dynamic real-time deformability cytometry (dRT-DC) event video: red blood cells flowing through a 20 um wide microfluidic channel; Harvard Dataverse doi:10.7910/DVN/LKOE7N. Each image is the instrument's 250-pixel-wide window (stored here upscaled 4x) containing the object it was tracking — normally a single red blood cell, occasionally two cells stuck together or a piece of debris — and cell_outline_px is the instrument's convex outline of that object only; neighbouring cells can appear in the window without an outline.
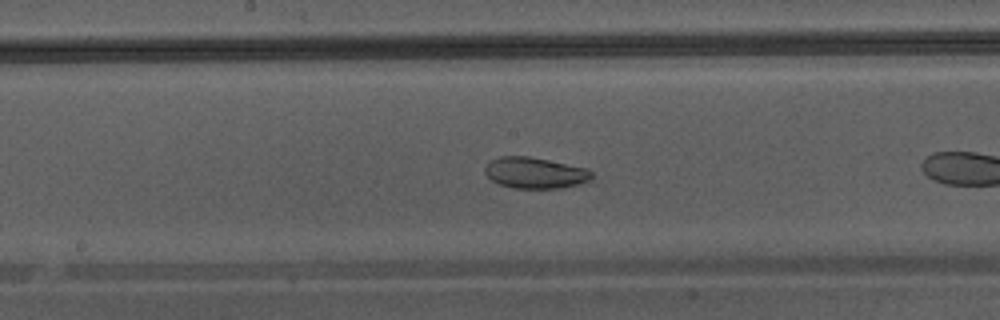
{"species": "Egyptian fruit bat (a non-hibernating species)", "species_latin": "Rousettus aegyptiacus", "temperature_condition": "warm", "stored_images_in_passage": 32, "camera_frame_rate_fps": 3000, "um_per_image_px": 0.085, "animal": {"sex": "male"}, "frame": {"image": 1, "passage_image": 10, "time_ms": 3.0, "image_size_px": [1000, 320], "cell_outline_px": [[592, 180], [560, 188], [512, 188], [500, 184], [492, 180], [484, 172], [484, 168], [492, 160], [500, 156], [528, 156], [588, 168], [592, 172]], "centroid_in_image_um": [45.49, 14.69], "position_along_channel_um": 202.7, "area_um2": 19.25}}